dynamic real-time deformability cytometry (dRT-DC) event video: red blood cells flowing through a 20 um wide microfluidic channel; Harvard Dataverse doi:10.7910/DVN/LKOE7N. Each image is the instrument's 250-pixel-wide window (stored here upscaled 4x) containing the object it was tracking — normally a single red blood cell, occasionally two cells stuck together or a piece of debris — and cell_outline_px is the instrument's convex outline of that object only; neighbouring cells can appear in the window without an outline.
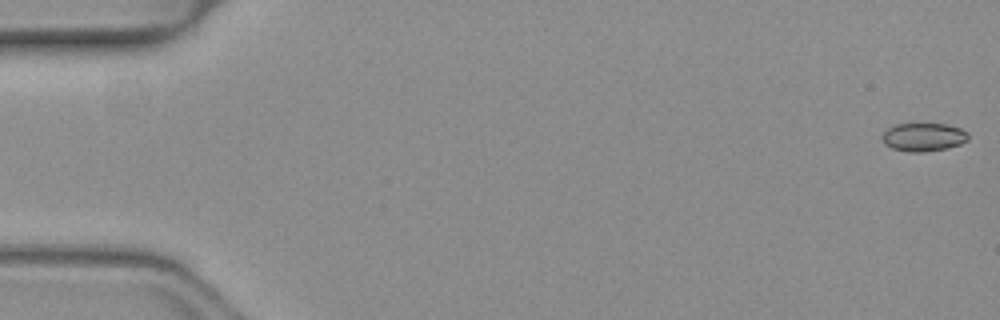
{"species": "common noctule bat (a hibernating species)", "species_latin": "Nyctalus noctula", "temperature_condition": "warm", "stored_images_in_passage": 13, "camera_frame_rate_fps": 3000, "um_per_image_px": 0.085, "animal": {"sex": "female", "body_mass_g": 19.3, "forearm_length_mm": 54.1}, "frame": {"image": 1, "passage_image": 1, "time_ms": 0.0, "image_size_px": [1000, 320], "cell_outline_px": [[968, 140], [960, 144], [948, 148], [924, 152], [908, 152], [892, 148], [884, 144], [880, 136], [888, 128], [896, 124], [912, 120], [948, 124], [960, 128], [968, 132]], "centroid_in_image_um": [78.47, 11.59], "position_along_channel_um": 6.5, "area_um2": 15.09}}
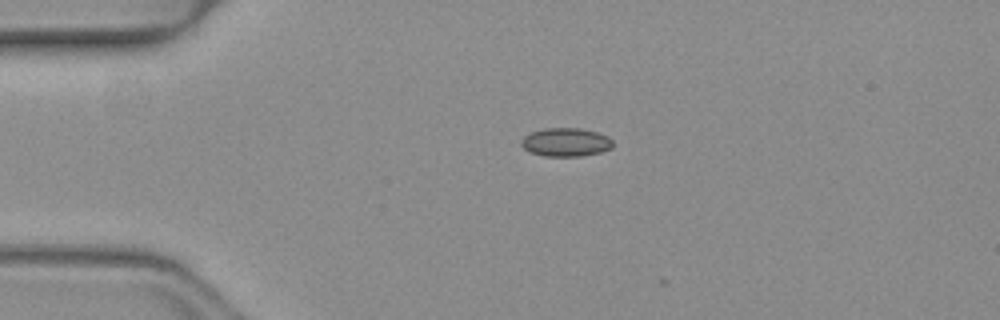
{"frame": {"image": 2, "passage_image": 12, "time_ms": 3.667, "image_size_px": [1000, 320], "cell_outline_px": [[612, 148], [600, 152], [580, 156], [544, 156], [528, 152], [520, 144], [520, 140], [524, 136], [532, 132], [544, 128], [580, 128], [596, 132], [608, 136], [612, 140]], "centroid_in_image_um": [48.07, 12.09], "position_along_channel_um": 36.9, "area_um2": 15.26}}